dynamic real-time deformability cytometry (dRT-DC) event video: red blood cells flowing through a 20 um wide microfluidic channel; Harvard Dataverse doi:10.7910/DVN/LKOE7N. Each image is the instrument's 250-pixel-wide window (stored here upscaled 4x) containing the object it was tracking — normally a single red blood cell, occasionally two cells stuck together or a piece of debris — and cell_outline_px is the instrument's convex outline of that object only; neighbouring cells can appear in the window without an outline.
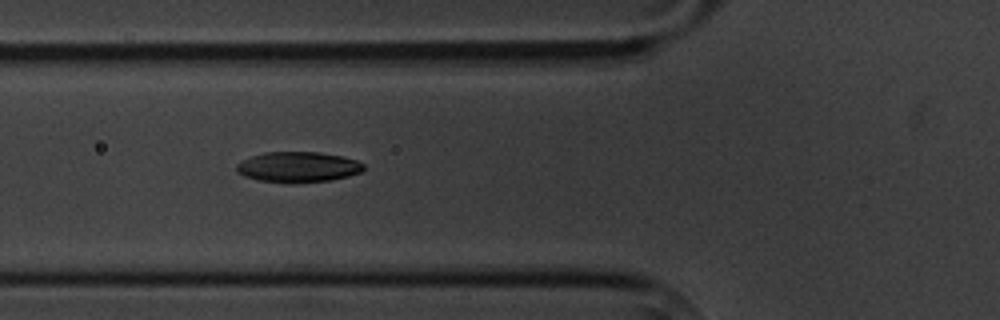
{"species": "common noctule bat (a hibernating species)", "species_latin": "Nyctalus noctula", "temperature_condition": "cold", "stored_images_in_passage": 6, "camera_frame_rate_fps": 3000, "um_per_image_px": 0.085, "animal": {"sex": "male", "body_mass_g": 20.1, "forearm_length_mm": 53.5}, "frame": {"image": 1, "passage_image": 6, "time_ms": 5.667, "image_size_px": [1000, 320], "cell_outline_px": [[364, 172], [332, 180], [296, 184], [284, 184], [260, 180], [244, 176], [236, 172], [236, 164], [252, 156], [264, 152], [320, 152], [344, 156], [356, 160], [364, 164]], "centroid_in_image_um": [25.36, 14.21], "position_along_channel_um": 100.4, "area_um2": 23.06}}